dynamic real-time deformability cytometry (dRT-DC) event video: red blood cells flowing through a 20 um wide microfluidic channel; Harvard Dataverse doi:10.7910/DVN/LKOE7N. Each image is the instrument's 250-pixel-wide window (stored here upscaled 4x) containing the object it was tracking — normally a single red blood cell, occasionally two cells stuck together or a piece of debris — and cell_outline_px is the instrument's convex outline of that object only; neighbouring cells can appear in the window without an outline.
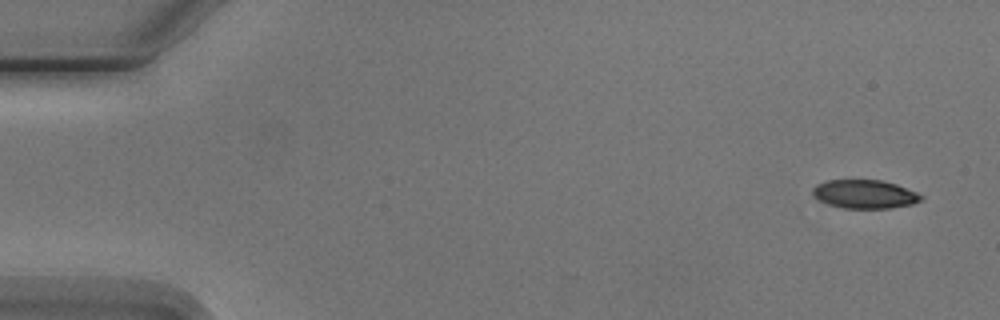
{"species": "Egyptian fruit bat (a non-hibernating species)", "species_latin": "Rousettus aegyptiacus", "temperature_condition": "cold", "stored_images_in_passage": 5, "camera_frame_rate_fps": 3000, "um_per_image_px": 0.085, "animal": {"sex": "male"}, "frame": {"image": 1, "passage_image": 1, "time_ms": 0.0, "image_size_px": [1000, 320], "cell_outline_px": [[924, 200], [912, 204], [888, 208], [844, 208], [828, 204], [820, 200], [812, 192], [812, 188], [816, 184], [824, 180], [880, 180], [896, 184], [916, 192], [924, 196]], "centroid_in_image_um": [73.51, 16.49], "position_along_channel_um": 11.5, "area_um2": 18.03}}
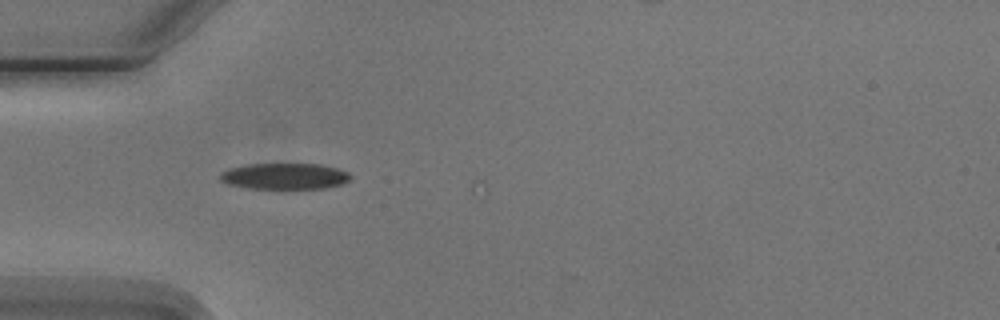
{"frame": {"image": 2, "passage_image": 5, "time_ms": 4.667, "image_size_px": [1000, 320], "cell_outline_px": [[352, 176], [348, 180], [340, 184], [324, 188], [280, 192], [248, 188], [228, 184], [220, 180], [220, 176], [224, 172], [232, 168], [248, 164], [320, 164], [336, 168], [348, 172]], "centroid_in_image_um": [24.21, 15.03], "position_along_channel_um": 60.8, "area_um2": 20.58}}